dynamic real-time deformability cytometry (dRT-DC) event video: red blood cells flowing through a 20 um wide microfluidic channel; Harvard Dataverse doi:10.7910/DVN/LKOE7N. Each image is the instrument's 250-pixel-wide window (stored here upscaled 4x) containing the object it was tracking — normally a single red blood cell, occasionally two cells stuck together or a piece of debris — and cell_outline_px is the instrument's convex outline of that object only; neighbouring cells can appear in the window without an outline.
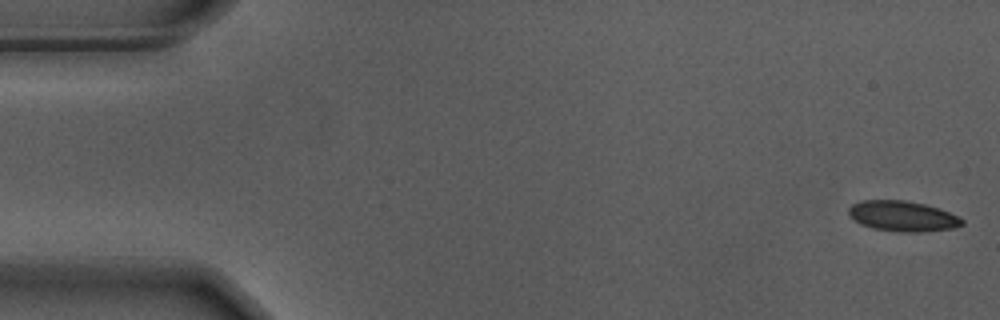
{"species": "Egyptian fruit bat (a non-hibernating species)", "species_latin": "Rousettus aegyptiacus", "temperature_condition": "warm", "stored_images_in_passage": 55, "camera_frame_rate_fps": 3000, "um_per_image_px": 0.085, "animal": {"sex": "male"}, "frame": {"image": 1, "passage_image": 1, "time_ms": 0.0, "image_size_px": [1000, 320], "cell_outline_px": [[964, 224], [952, 228], [920, 232], [896, 232], [872, 228], [856, 220], [848, 212], [848, 208], [852, 204], [860, 200], [904, 200], [924, 204], [940, 208], [964, 220]], "centroid_in_image_um": [76.73, 18.37], "position_along_channel_um": 8.3, "area_um2": 19.94}}
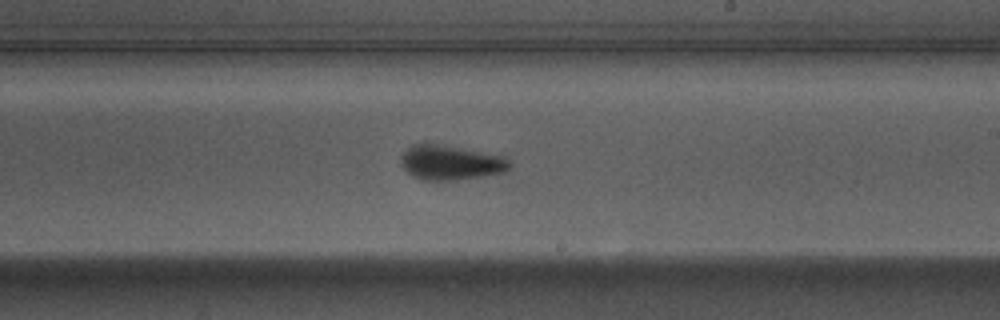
{"frame": {"image": 2, "passage_image": 32, "time_ms": 10.333, "image_size_px": [1000, 320], "cell_outline_px": [[512, 164], [504, 172], [456, 180], [420, 180], [412, 176], [400, 164], [400, 156], [412, 144], [424, 140], [504, 156]], "centroid_in_image_um": [38.23, 13.78], "position_along_channel_um": 250.8, "area_um2": 22.48}}
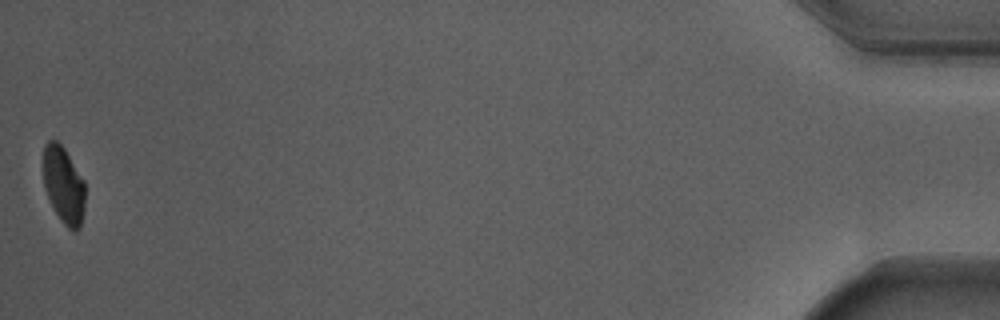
{"frame": {"image": 3, "passage_image": 55, "time_ms": 18.0, "image_size_px": [1000, 320], "cell_outline_px": [[84, 208], [80, 228], [76, 232], [72, 232], [60, 220], [48, 196], [44, 184], [44, 144], [48, 140], [56, 140], [64, 148], [84, 180]], "centroid_in_image_um": [5.42, 15.74], "position_along_channel_um": 429.8, "area_um2": 18.55}, "authors_computed_cell_mechanics": {"area_um2": 20.808, "velocity_mm_per_s": 3.6829, "shape_relaxation_time_tau1_ms": 2.7931, "shape_relaxation_time_tau2_ms": 0.8864, "deformation_change_tau1": 0.1177, "deformation_change_tau2": 0.0511}}